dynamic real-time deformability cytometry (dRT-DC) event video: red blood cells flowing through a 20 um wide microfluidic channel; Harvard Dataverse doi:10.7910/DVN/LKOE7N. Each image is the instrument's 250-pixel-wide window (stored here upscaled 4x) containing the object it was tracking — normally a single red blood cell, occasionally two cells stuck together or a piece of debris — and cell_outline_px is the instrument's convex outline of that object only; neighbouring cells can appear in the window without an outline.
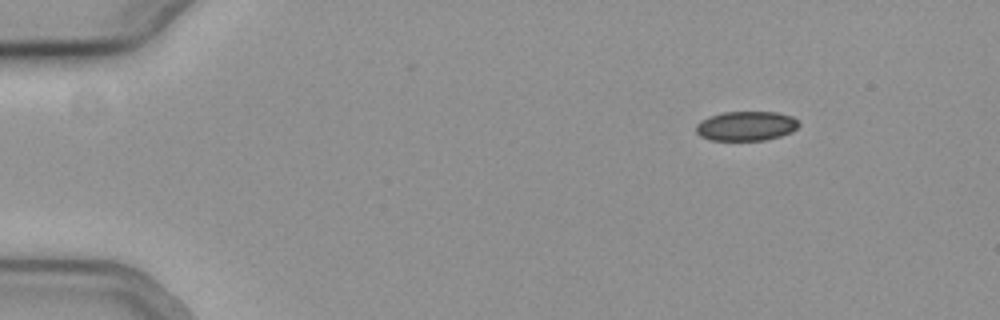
{"species": "common noctule bat (a hibernating species)", "species_latin": "Nyctalus noctula", "temperature_condition": "cold", "stored_images_in_passage": 49, "camera_frame_rate_fps": 3000, "um_per_image_px": 0.085, "animal": {"sex": "female", "body_mass_g": 19.3, "forearm_length_mm": 54.1}, "frame": {"image": 1, "passage_image": 1, "time_ms": 0.0, "image_size_px": [1000, 320], "cell_outline_px": [[800, 124], [792, 132], [780, 136], [764, 140], [708, 140], [700, 136], [696, 132], [696, 124], [700, 120], [708, 116], [724, 112], [776, 112], [792, 116]], "centroid_in_image_um": [63.39, 10.71], "position_along_channel_um": 21.6, "area_um2": 17.74}}
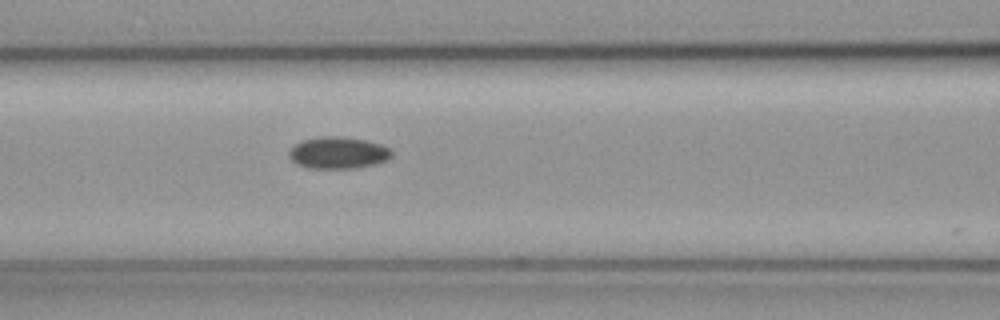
{"frame": {"image": 2, "passage_image": 18, "time_ms": 5.667, "image_size_px": [1000, 320], "cell_outline_px": [[392, 156], [384, 160], [372, 164], [356, 168], [308, 168], [296, 164], [288, 156], [288, 152], [296, 144], [304, 140], [320, 136], [336, 136], [364, 140], [380, 144], [388, 148], [392, 152]], "centroid_in_image_um": [28.7, 12.99], "position_along_channel_um": 137.9, "area_um2": 18.73}}
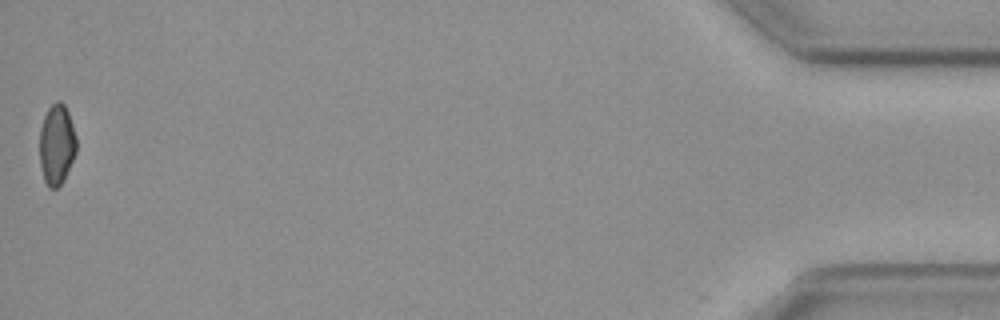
{"frame": {"image": 3, "passage_image": 49, "time_ms": 16.0, "image_size_px": [1000, 320], "cell_outline_px": [[76, 152], [64, 180], [56, 188], [48, 188], [44, 180], [40, 164], [40, 128], [44, 116], [48, 108], [56, 100], [60, 100], [64, 104], [68, 112], [76, 136]], "centroid_in_image_um": [4.81, 12.28], "position_along_channel_um": 430.4, "area_um2": 17.28}}